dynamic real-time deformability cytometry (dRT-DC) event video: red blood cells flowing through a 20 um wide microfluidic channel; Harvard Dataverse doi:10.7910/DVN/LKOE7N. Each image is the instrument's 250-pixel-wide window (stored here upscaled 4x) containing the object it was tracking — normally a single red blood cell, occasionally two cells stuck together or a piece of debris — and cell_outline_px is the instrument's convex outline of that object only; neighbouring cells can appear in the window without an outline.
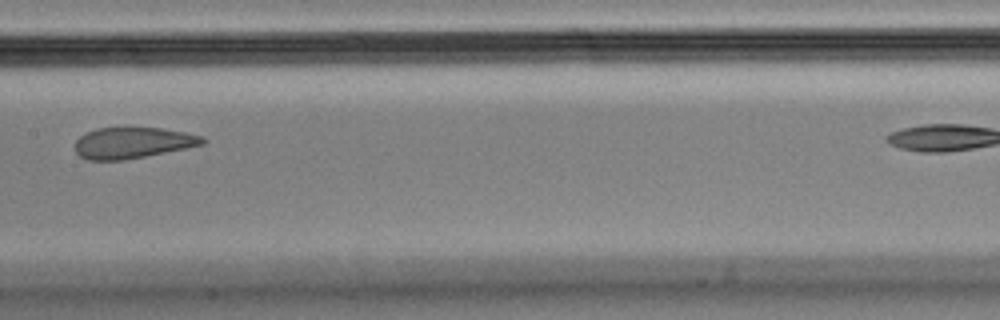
{"species": "Egyptian fruit bat (a non-hibernating species)", "species_latin": "Rousettus aegyptiacus", "temperature_condition": "cold", "stored_images_in_passage": 12, "camera_frame_rate_fps": 3000, "um_per_image_px": 0.085, "animal": {"sex": "male"}, "frame": {"image": 1, "passage_image": 6, "time_ms": 1.667, "image_size_px": [1000, 320], "cell_outline_px": [[208, 140], [204, 144], [124, 160], [88, 160], [80, 156], [76, 152], [76, 140], [80, 136], [96, 128], [160, 128], [184, 132], [204, 136]], "centroid_in_image_um": [11.29, 12.14], "position_along_channel_um": 196.1, "area_um2": 22.83}}
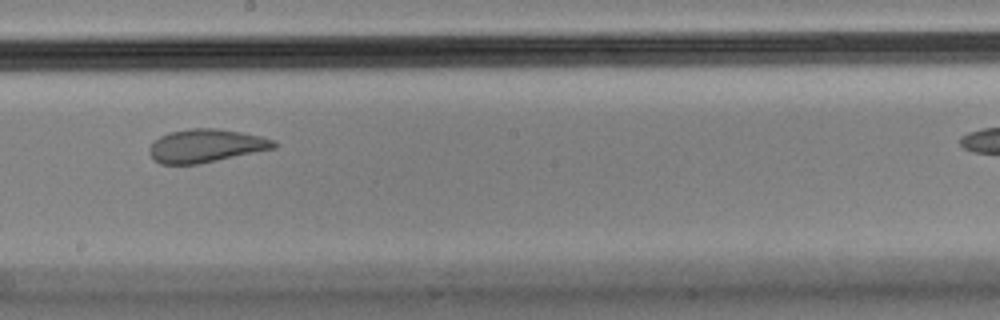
{"frame": {"image": 2, "passage_image": 7, "time_ms": 2.0, "image_size_px": [1000, 320], "cell_outline_px": [[276, 148], [200, 164], [160, 164], [152, 160], [148, 152], [148, 148], [160, 136], [168, 132], [188, 128], [216, 128], [240, 132], [260, 136], [276, 140]], "centroid_in_image_um": [17.48, 12.4], "position_along_channel_um": 230.7, "area_um2": 24.33}}